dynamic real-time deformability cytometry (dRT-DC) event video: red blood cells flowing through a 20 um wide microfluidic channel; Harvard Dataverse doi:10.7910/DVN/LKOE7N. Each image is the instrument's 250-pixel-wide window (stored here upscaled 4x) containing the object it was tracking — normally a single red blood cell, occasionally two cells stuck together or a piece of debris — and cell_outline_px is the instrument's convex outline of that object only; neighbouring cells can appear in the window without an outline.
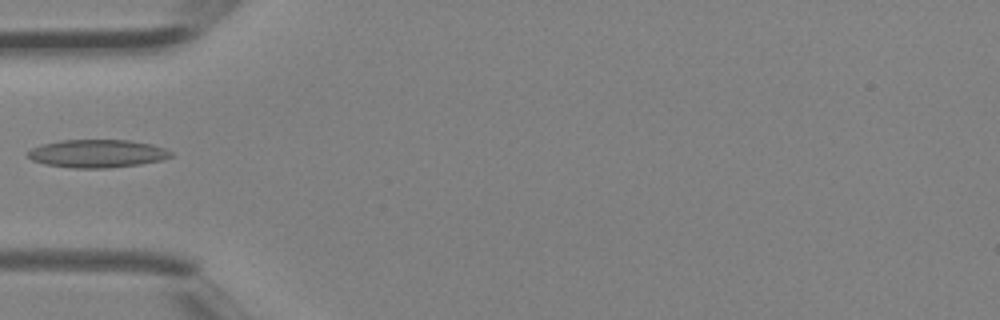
{"species": "Egyptian fruit bat (a non-hibernating species)", "species_latin": "Rousettus aegyptiacus", "temperature_condition": "room temperature", "stored_images_in_passage": 4, "camera_frame_rate_fps": 3000, "um_per_image_px": 0.085, "animal": {"sex": "female"}, "frame": {"image": 1, "passage_image": 4, "time_ms": 1.0, "image_size_px": [1000, 320], "cell_outline_px": [[172, 156], [160, 160], [140, 164], [108, 168], [72, 168], [44, 164], [32, 160], [24, 152], [40, 144], [60, 140], [128, 140], [152, 144], [164, 148], [172, 152]], "centroid_in_image_um": [8.21, 13.05], "position_along_channel_um": 76.8, "area_um2": 23.47}}